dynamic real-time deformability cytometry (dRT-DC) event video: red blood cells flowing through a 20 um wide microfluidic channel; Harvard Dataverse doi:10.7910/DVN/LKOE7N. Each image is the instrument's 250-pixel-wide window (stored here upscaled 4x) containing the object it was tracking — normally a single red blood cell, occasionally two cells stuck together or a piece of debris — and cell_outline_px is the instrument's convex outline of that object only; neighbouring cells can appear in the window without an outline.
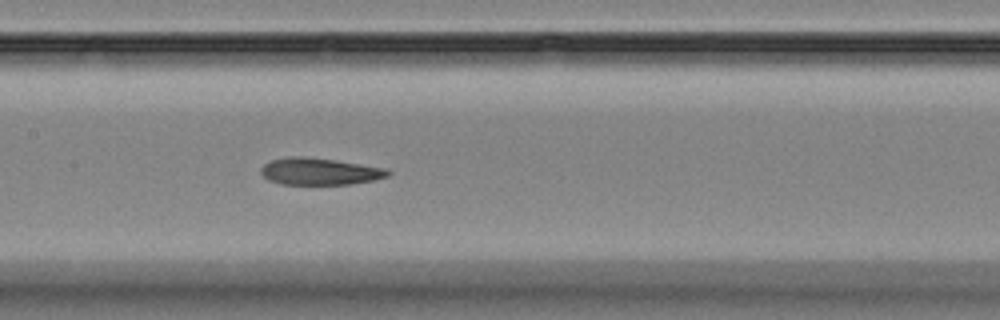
{"species": "Egyptian fruit bat (a non-hibernating species)", "species_latin": "Rousettus aegyptiacus", "temperature_condition": "room temperature", "stored_images_in_passage": 7, "camera_frame_rate_fps": 3000, "um_per_image_px": 0.085, "animal": {"sex": "female"}, "frame": {"image": 1, "passage_image": 7, "time_ms": 6.667, "image_size_px": [1000, 320], "cell_outline_px": [[392, 172], [388, 176], [376, 180], [348, 184], [280, 184], [268, 180], [260, 172], [260, 168], [264, 164], [272, 160], [292, 156], [300, 156], [336, 160], [388, 168]], "centroid_in_image_um": [27.2, 14.57], "position_along_channel_um": 180.2, "area_um2": 20.0}}